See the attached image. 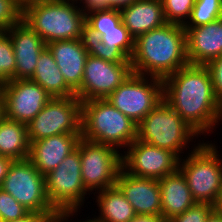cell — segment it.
I'll use <instances>...</instances> for the list:
<instances>
[{"label":"cell","mask_w":222,"mask_h":222,"mask_svg":"<svg viewBox=\"0 0 222 222\" xmlns=\"http://www.w3.org/2000/svg\"><path fill=\"white\" fill-rule=\"evenodd\" d=\"M88 55L101 58L112 63H131L118 48H111L104 44L100 38L85 32L83 36Z\"/></svg>","instance_id":"obj_27"},{"label":"cell","mask_w":222,"mask_h":222,"mask_svg":"<svg viewBox=\"0 0 222 222\" xmlns=\"http://www.w3.org/2000/svg\"><path fill=\"white\" fill-rule=\"evenodd\" d=\"M222 18L221 0H196L184 27H198Z\"/></svg>","instance_id":"obj_26"},{"label":"cell","mask_w":222,"mask_h":222,"mask_svg":"<svg viewBox=\"0 0 222 222\" xmlns=\"http://www.w3.org/2000/svg\"><path fill=\"white\" fill-rule=\"evenodd\" d=\"M66 1H76V2H80L81 0H79V1H78V0H66Z\"/></svg>","instance_id":"obj_46"},{"label":"cell","mask_w":222,"mask_h":222,"mask_svg":"<svg viewBox=\"0 0 222 222\" xmlns=\"http://www.w3.org/2000/svg\"><path fill=\"white\" fill-rule=\"evenodd\" d=\"M92 36L98 37L111 48H118L128 59L134 51V39L122 22L109 30H86Z\"/></svg>","instance_id":"obj_25"},{"label":"cell","mask_w":222,"mask_h":222,"mask_svg":"<svg viewBox=\"0 0 222 222\" xmlns=\"http://www.w3.org/2000/svg\"><path fill=\"white\" fill-rule=\"evenodd\" d=\"M81 7L86 11L92 8H107V0H81Z\"/></svg>","instance_id":"obj_38"},{"label":"cell","mask_w":222,"mask_h":222,"mask_svg":"<svg viewBox=\"0 0 222 222\" xmlns=\"http://www.w3.org/2000/svg\"><path fill=\"white\" fill-rule=\"evenodd\" d=\"M16 59L12 40L6 31L0 33V84L15 80Z\"/></svg>","instance_id":"obj_29"},{"label":"cell","mask_w":222,"mask_h":222,"mask_svg":"<svg viewBox=\"0 0 222 222\" xmlns=\"http://www.w3.org/2000/svg\"><path fill=\"white\" fill-rule=\"evenodd\" d=\"M81 138V134H59L33 141L28 159L42 175H46L77 149Z\"/></svg>","instance_id":"obj_18"},{"label":"cell","mask_w":222,"mask_h":222,"mask_svg":"<svg viewBox=\"0 0 222 222\" xmlns=\"http://www.w3.org/2000/svg\"><path fill=\"white\" fill-rule=\"evenodd\" d=\"M12 162H13L12 158L0 156V187L3 183L4 178L8 173V169Z\"/></svg>","instance_id":"obj_37"},{"label":"cell","mask_w":222,"mask_h":222,"mask_svg":"<svg viewBox=\"0 0 222 222\" xmlns=\"http://www.w3.org/2000/svg\"><path fill=\"white\" fill-rule=\"evenodd\" d=\"M133 73L164 79L188 65L183 25L166 23L134 40Z\"/></svg>","instance_id":"obj_2"},{"label":"cell","mask_w":222,"mask_h":222,"mask_svg":"<svg viewBox=\"0 0 222 222\" xmlns=\"http://www.w3.org/2000/svg\"><path fill=\"white\" fill-rule=\"evenodd\" d=\"M132 72L131 63H112L88 55L76 96L81 102L106 99Z\"/></svg>","instance_id":"obj_13"},{"label":"cell","mask_w":222,"mask_h":222,"mask_svg":"<svg viewBox=\"0 0 222 222\" xmlns=\"http://www.w3.org/2000/svg\"><path fill=\"white\" fill-rule=\"evenodd\" d=\"M76 1L47 0L23 8L22 21L48 44L81 39L86 32L85 10ZM79 6V7H78Z\"/></svg>","instance_id":"obj_3"},{"label":"cell","mask_w":222,"mask_h":222,"mask_svg":"<svg viewBox=\"0 0 222 222\" xmlns=\"http://www.w3.org/2000/svg\"><path fill=\"white\" fill-rule=\"evenodd\" d=\"M0 188L12 195L30 212L47 218L57 212L46 195L44 175L28 158L13 160Z\"/></svg>","instance_id":"obj_8"},{"label":"cell","mask_w":222,"mask_h":222,"mask_svg":"<svg viewBox=\"0 0 222 222\" xmlns=\"http://www.w3.org/2000/svg\"><path fill=\"white\" fill-rule=\"evenodd\" d=\"M189 64L207 65L222 56V18L198 27H184Z\"/></svg>","instance_id":"obj_16"},{"label":"cell","mask_w":222,"mask_h":222,"mask_svg":"<svg viewBox=\"0 0 222 222\" xmlns=\"http://www.w3.org/2000/svg\"><path fill=\"white\" fill-rule=\"evenodd\" d=\"M129 222H167L162 215L136 214Z\"/></svg>","instance_id":"obj_36"},{"label":"cell","mask_w":222,"mask_h":222,"mask_svg":"<svg viewBox=\"0 0 222 222\" xmlns=\"http://www.w3.org/2000/svg\"><path fill=\"white\" fill-rule=\"evenodd\" d=\"M46 46L51 51L66 84L76 92L81 87L88 56L83 38L53 41Z\"/></svg>","instance_id":"obj_19"},{"label":"cell","mask_w":222,"mask_h":222,"mask_svg":"<svg viewBox=\"0 0 222 222\" xmlns=\"http://www.w3.org/2000/svg\"><path fill=\"white\" fill-rule=\"evenodd\" d=\"M167 23L185 25L196 0H161Z\"/></svg>","instance_id":"obj_30"},{"label":"cell","mask_w":222,"mask_h":222,"mask_svg":"<svg viewBox=\"0 0 222 222\" xmlns=\"http://www.w3.org/2000/svg\"><path fill=\"white\" fill-rule=\"evenodd\" d=\"M163 99L201 137L222 121V105L206 65L188 64L163 79Z\"/></svg>","instance_id":"obj_1"},{"label":"cell","mask_w":222,"mask_h":222,"mask_svg":"<svg viewBox=\"0 0 222 222\" xmlns=\"http://www.w3.org/2000/svg\"><path fill=\"white\" fill-rule=\"evenodd\" d=\"M81 166L80 152L76 149L44 175L46 195L56 211L80 210L85 196H90L83 184Z\"/></svg>","instance_id":"obj_9"},{"label":"cell","mask_w":222,"mask_h":222,"mask_svg":"<svg viewBox=\"0 0 222 222\" xmlns=\"http://www.w3.org/2000/svg\"><path fill=\"white\" fill-rule=\"evenodd\" d=\"M208 142V143H207ZM179 161L192 197L215 206L222 196V160L215 143L201 140Z\"/></svg>","instance_id":"obj_5"},{"label":"cell","mask_w":222,"mask_h":222,"mask_svg":"<svg viewBox=\"0 0 222 222\" xmlns=\"http://www.w3.org/2000/svg\"><path fill=\"white\" fill-rule=\"evenodd\" d=\"M4 117V98L0 89V120Z\"/></svg>","instance_id":"obj_43"},{"label":"cell","mask_w":222,"mask_h":222,"mask_svg":"<svg viewBox=\"0 0 222 222\" xmlns=\"http://www.w3.org/2000/svg\"><path fill=\"white\" fill-rule=\"evenodd\" d=\"M119 12L121 22L134 40L167 23L161 0H137Z\"/></svg>","instance_id":"obj_20"},{"label":"cell","mask_w":222,"mask_h":222,"mask_svg":"<svg viewBox=\"0 0 222 222\" xmlns=\"http://www.w3.org/2000/svg\"><path fill=\"white\" fill-rule=\"evenodd\" d=\"M4 117L28 125L52 98L31 79H15L1 85Z\"/></svg>","instance_id":"obj_14"},{"label":"cell","mask_w":222,"mask_h":222,"mask_svg":"<svg viewBox=\"0 0 222 222\" xmlns=\"http://www.w3.org/2000/svg\"><path fill=\"white\" fill-rule=\"evenodd\" d=\"M198 136L164 99L137 125V140L167 149L180 159L182 151Z\"/></svg>","instance_id":"obj_6"},{"label":"cell","mask_w":222,"mask_h":222,"mask_svg":"<svg viewBox=\"0 0 222 222\" xmlns=\"http://www.w3.org/2000/svg\"><path fill=\"white\" fill-rule=\"evenodd\" d=\"M158 184L161 194V215L166 221L184 213L196 203L186 178L179 169L159 179Z\"/></svg>","instance_id":"obj_21"},{"label":"cell","mask_w":222,"mask_h":222,"mask_svg":"<svg viewBox=\"0 0 222 222\" xmlns=\"http://www.w3.org/2000/svg\"><path fill=\"white\" fill-rule=\"evenodd\" d=\"M29 213L12 195L0 188V222L18 220Z\"/></svg>","instance_id":"obj_31"},{"label":"cell","mask_w":222,"mask_h":222,"mask_svg":"<svg viewBox=\"0 0 222 222\" xmlns=\"http://www.w3.org/2000/svg\"><path fill=\"white\" fill-rule=\"evenodd\" d=\"M98 194V195H97ZM100 222H129L136 213L117 185L96 192Z\"/></svg>","instance_id":"obj_23"},{"label":"cell","mask_w":222,"mask_h":222,"mask_svg":"<svg viewBox=\"0 0 222 222\" xmlns=\"http://www.w3.org/2000/svg\"><path fill=\"white\" fill-rule=\"evenodd\" d=\"M81 136L124 151L137 139V124L107 99L87 100L82 102Z\"/></svg>","instance_id":"obj_4"},{"label":"cell","mask_w":222,"mask_h":222,"mask_svg":"<svg viewBox=\"0 0 222 222\" xmlns=\"http://www.w3.org/2000/svg\"><path fill=\"white\" fill-rule=\"evenodd\" d=\"M30 79L41 85L52 98L76 95L66 84L63 74L47 46L40 53L35 72Z\"/></svg>","instance_id":"obj_22"},{"label":"cell","mask_w":222,"mask_h":222,"mask_svg":"<svg viewBox=\"0 0 222 222\" xmlns=\"http://www.w3.org/2000/svg\"><path fill=\"white\" fill-rule=\"evenodd\" d=\"M29 152L27 125L3 117L0 120V156L23 160L29 157Z\"/></svg>","instance_id":"obj_24"},{"label":"cell","mask_w":222,"mask_h":222,"mask_svg":"<svg viewBox=\"0 0 222 222\" xmlns=\"http://www.w3.org/2000/svg\"><path fill=\"white\" fill-rule=\"evenodd\" d=\"M122 153V168L137 177L161 179L179 169L173 152L135 140Z\"/></svg>","instance_id":"obj_12"},{"label":"cell","mask_w":222,"mask_h":222,"mask_svg":"<svg viewBox=\"0 0 222 222\" xmlns=\"http://www.w3.org/2000/svg\"><path fill=\"white\" fill-rule=\"evenodd\" d=\"M46 219H47V217L44 215L30 212L27 216H25L21 219L8 221V222H44Z\"/></svg>","instance_id":"obj_40"},{"label":"cell","mask_w":222,"mask_h":222,"mask_svg":"<svg viewBox=\"0 0 222 222\" xmlns=\"http://www.w3.org/2000/svg\"><path fill=\"white\" fill-rule=\"evenodd\" d=\"M116 185L136 214L161 215V194L158 179L137 177L120 170Z\"/></svg>","instance_id":"obj_15"},{"label":"cell","mask_w":222,"mask_h":222,"mask_svg":"<svg viewBox=\"0 0 222 222\" xmlns=\"http://www.w3.org/2000/svg\"><path fill=\"white\" fill-rule=\"evenodd\" d=\"M211 73L215 95L222 105V56L211 60L206 65Z\"/></svg>","instance_id":"obj_34"},{"label":"cell","mask_w":222,"mask_h":222,"mask_svg":"<svg viewBox=\"0 0 222 222\" xmlns=\"http://www.w3.org/2000/svg\"><path fill=\"white\" fill-rule=\"evenodd\" d=\"M215 209L218 211V213L222 217V196L220 197L218 203L215 205Z\"/></svg>","instance_id":"obj_44"},{"label":"cell","mask_w":222,"mask_h":222,"mask_svg":"<svg viewBox=\"0 0 222 222\" xmlns=\"http://www.w3.org/2000/svg\"><path fill=\"white\" fill-rule=\"evenodd\" d=\"M82 102L78 97L51 98L27 125L30 143L59 134H81Z\"/></svg>","instance_id":"obj_11"},{"label":"cell","mask_w":222,"mask_h":222,"mask_svg":"<svg viewBox=\"0 0 222 222\" xmlns=\"http://www.w3.org/2000/svg\"><path fill=\"white\" fill-rule=\"evenodd\" d=\"M206 222H222V217L216 209H214L206 219Z\"/></svg>","instance_id":"obj_41"},{"label":"cell","mask_w":222,"mask_h":222,"mask_svg":"<svg viewBox=\"0 0 222 222\" xmlns=\"http://www.w3.org/2000/svg\"><path fill=\"white\" fill-rule=\"evenodd\" d=\"M19 5L24 8L25 6L35 3V2H41V1H47V0H17Z\"/></svg>","instance_id":"obj_42"},{"label":"cell","mask_w":222,"mask_h":222,"mask_svg":"<svg viewBox=\"0 0 222 222\" xmlns=\"http://www.w3.org/2000/svg\"><path fill=\"white\" fill-rule=\"evenodd\" d=\"M78 210H61V211H57L54 214V222H67L68 220H73V219H69L72 218L74 215V217H76V215L78 216ZM72 216V217H71ZM80 222H100L96 217L92 218V219H87L85 221H80Z\"/></svg>","instance_id":"obj_35"},{"label":"cell","mask_w":222,"mask_h":222,"mask_svg":"<svg viewBox=\"0 0 222 222\" xmlns=\"http://www.w3.org/2000/svg\"><path fill=\"white\" fill-rule=\"evenodd\" d=\"M6 32L12 40L16 59L15 79H30L46 43L24 21L12 26Z\"/></svg>","instance_id":"obj_17"},{"label":"cell","mask_w":222,"mask_h":222,"mask_svg":"<svg viewBox=\"0 0 222 222\" xmlns=\"http://www.w3.org/2000/svg\"><path fill=\"white\" fill-rule=\"evenodd\" d=\"M23 8L17 0H0V28L9 30L22 21Z\"/></svg>","instance_id":"obj_32"},{"label":"cell","mask_w":222,"mask_h":222,"mask_svg":"<svg viewBox=\"0 0 222 222\" xmlns=\"http://www.w3.org/2000/svg\"><path fill=\"white\" fill-rule=\"evenodd\" d=\"M215 209L210 203L196 202L184 213L174 216L167 222H206L209 214Z\"/></svg>","instance_id":"obj_33"},{"label":"cell","mask_w":222,"mask_h":222,"mask_svg":"<svg viewBox=\"0 0 222 222\" xmlns=\"http://www.w3.org/2000/svg\"><path fill=\"white\" fill-rule=\"evenodd\" d=\"M106 99L138 125L162 101L163 79L132 72Z\"/></svg>","instance_id":"obj_7"},{"label":"cell","mask_w":222,"mask_h":222,"mask_svg":"<svg viewBox=\"0 0 222 222\" xmlns=\"http://www.w3.org/2000/svg\"><path fill=\"white\" fill-rule=\"evenodd\" d=\"M44 222H54V217H49Z\"/></svg>","instance_id":"obj_45"},{"label":"cell","mask_w":222,"mask_h":222,"mask_svg":"<svg viewBox=\"0 0 222 222\" xmlns=\"http://www.w3.org/2000/svg\"><path fill=\"white\" fill-rule=\"evenodd\" d=\"M86 30H109L121 22L119 10L92 8L85 11Z\"/></svg>","instance_id":"obj_28"},{"label":"cell","mask_w":222,"mask_h":222,"mask_svg":"<svg viewBox=\"0 0 222 222\" xmlns=\"http://www.w3.org/2000/svg\"><path fill=\"white\" fill-rule=\"evenodd\" d=\"M137 0H107V8L121 10Z\"/></svg>","instance_id":"obj_39"},{"label":"cell","mask_w":222,"mask_h":222,"mask_svg":"<svg viewBox=\"0 0 222 222\" xmlns=\"http://www.w3.org/2000/svg\"><path fill=\"white\" fill-rule=\"evenodd\" d=\"M81 159V174L85 189L94 194L116 185L122 169V153L115 147L81 138L77 145ZM95 189V190H94Z\"/></svg>","instance_id":"obj_10"}]
</instances>
